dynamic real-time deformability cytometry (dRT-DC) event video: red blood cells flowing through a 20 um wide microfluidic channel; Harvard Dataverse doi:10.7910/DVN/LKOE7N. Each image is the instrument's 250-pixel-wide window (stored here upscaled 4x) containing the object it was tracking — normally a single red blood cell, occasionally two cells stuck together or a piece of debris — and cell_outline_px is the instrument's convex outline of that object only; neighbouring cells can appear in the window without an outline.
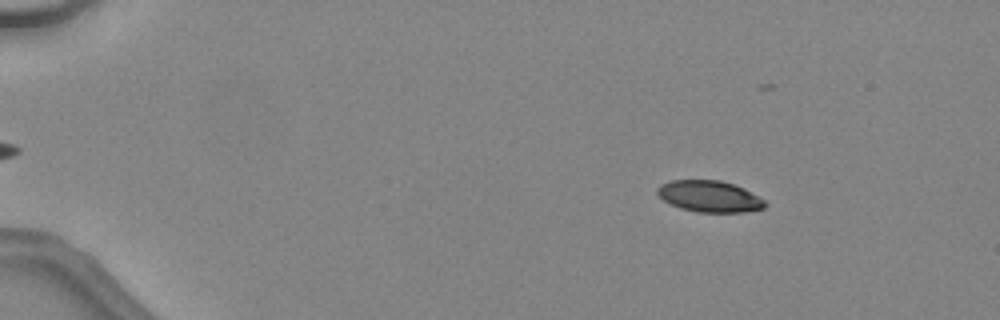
{"species": "common noctule bat (a hibernating species)", "species_latin": "Nyctalus noctula", "temperature_condition": "warm", "stored_images_in_passage": 35, "camera_frame_rate_fps": 3000, "um_per_image_px": 0.085, "animal": {"sex": "female", "body_mass_g": 24.6, "forearm_length_mm": 56.2}, "frame": {"image": 1, "passage_image": 8, "time_ms": 2.333, "image_size_px": [1000, 320], "cell_outline_px": [[768, 204], [764, 208], [744, 212], [696, 212], [680, 208], [664, 200], [656, 192], [656, 188], [660, 184], [672, 180], [720, 180], [744, 188], [764, 200]], "centroid_in_image_um": [60.3, 16.69], "position_along_channel_um": 24.7, "area_um2": 19.65}}
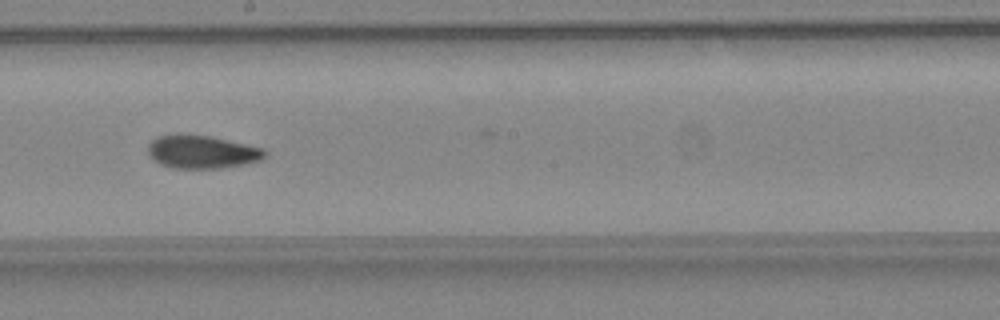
{"frame": {"image": 2, "passage_image": 29, "time_ms": 9.333, "image_size_px": [1000, 320], "cell_outline_px": [[268, 152], [260, 160], [244, 164], [220, 168], [172, 168], [160, 164], [152, 160], [148, 156], [148, 144], [156, 136], [180, 132], [208, 136], [264, 148]], "centroid_in_image_um": [17.09, 12.89], "position_along_channel_um": 231.1, "area_um2": 22.89}}
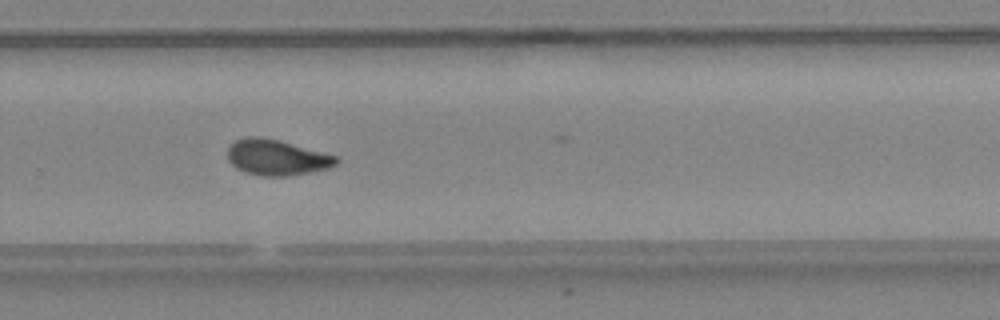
{"frame": {"image": 3, "passage_image": 34, "time_ms": 11.0, "image_size_px": [1000, 320], "cell_outline_px": [[340, 160], [336, 164], [328, 168], [288, 176], [260, 176], [244, 172], [236, 168], [228, 160], [228, 148], [236, 140], [244, 136], [260, 136], [280, 140], [336, 156]], "centroid_in_image_um": [23.49, 13.37], "position_along_channel_um": 306.3, "area_um2": 22.6}}